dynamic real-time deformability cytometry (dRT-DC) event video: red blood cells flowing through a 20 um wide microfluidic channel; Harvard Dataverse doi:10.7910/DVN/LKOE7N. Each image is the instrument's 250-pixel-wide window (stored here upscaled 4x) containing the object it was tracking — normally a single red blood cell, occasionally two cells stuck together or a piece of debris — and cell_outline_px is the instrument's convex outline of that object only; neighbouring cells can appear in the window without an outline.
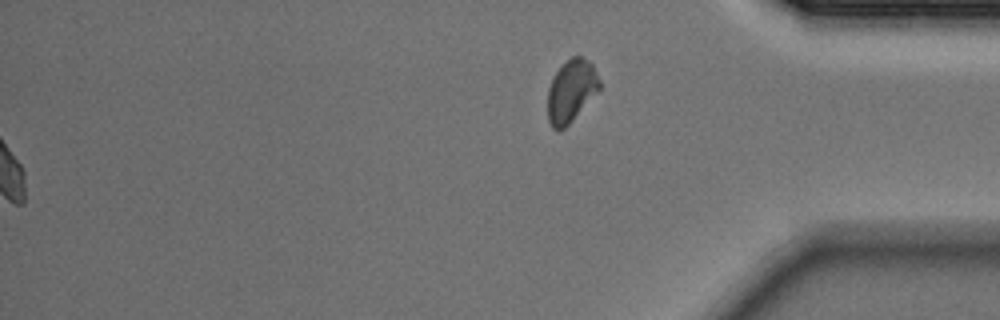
{"species": "Egyptian fruit bat (a non-hibernating species)", "species_latin": "Rousettus aegyptiacus", "temperature_condition": "cold", "stored_images_in_passage": 58, "segment_of_instrument_passage": [2, 2], "camera_frame_rate_fps": 3000, "um_per_image_px": 0.085, "animal": {"sex": "male"}, "frame": {"image": 1, "passage_image": 58, "time_ms": 19.0, "image_size_px": [1000, 320], "cell_outline_px": [[600, 88], [572, 120], [564, 128], [552, 128], [548, 120], [548, 88], [552, 76], [572, 56], [584, 56], [592, 64], [600, 80]], "centroid_in_image_um": [48.54, 7.7], "position_along_channel_um": 386.7, "area_um2": 18.5}}